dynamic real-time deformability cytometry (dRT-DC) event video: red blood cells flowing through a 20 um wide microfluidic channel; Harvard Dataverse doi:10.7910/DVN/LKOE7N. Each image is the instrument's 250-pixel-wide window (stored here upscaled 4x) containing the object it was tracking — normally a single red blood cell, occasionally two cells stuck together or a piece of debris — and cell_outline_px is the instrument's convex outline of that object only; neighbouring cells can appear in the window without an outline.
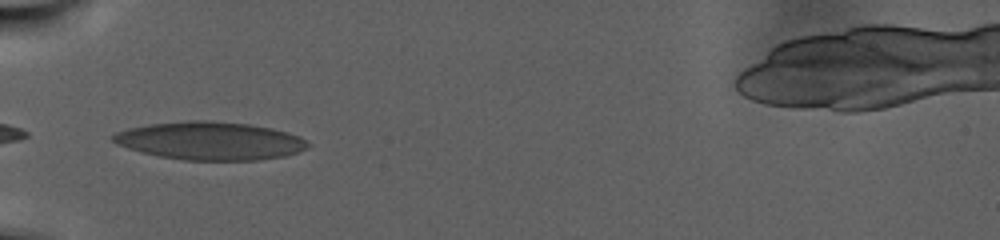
{"species": "human", "species_latin": "Homo sapiens", "temperature_condition": "warm", "stored_images_in_passage": 61, "camera_frame_rate_fps": 3000, "um_per_image_px": 0.085, "donor": {"sex": "male"}, "frame": {"image": 1, "passage_image": 1, "time_ms": 0.0, "image_size_px": [1000, 240], "cell_outline_px": [[312, 144], [308, 148], [300, 152], [284, 156], [256, 160], [184, 160], [160, 156], [140, 152], [116, 144], [108, 136], [116, 132], [128, 128], [148, 124], [188, 120], [204, 120], [248, 124], [272, 128], [288, 132], [300, 136]], "centroid_in_image_um": [17.86, 11.97], "position_along_channel_um": 67.1, "area_um2": 43.52}}
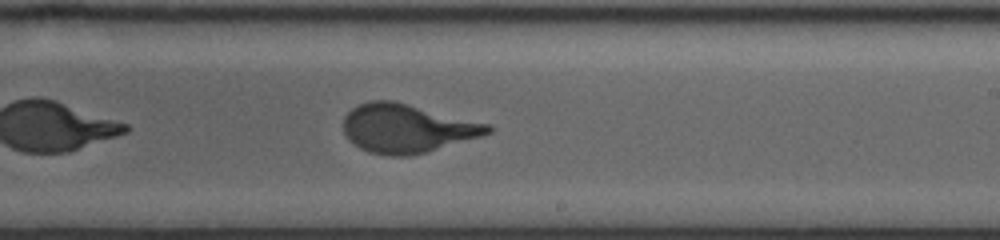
{"frame": {"image": 2, "passage_image": 27, "time_ms": 8.667, "image_size_px": [1000, 240], "cell_outline_px": [[496, 128], [492, 132], [480, 136], [424, 152], [408, 156], [392, 156], [368, 152], [352, 144], [348, 140], [344, 132], [344, 116], [352, 108], [360, 104], [372, 100], [392, 100], [488, 124]], "centroid_in_image_um": [34.55, 10.91], "position_along_channel_um": 254.5, "area_um2": 40.46}}
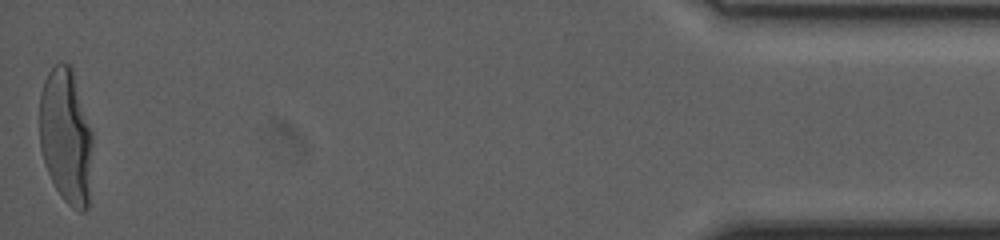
{"frame": {"image": 3, "passage_image": 61, "time_ms": 20.0, "image_size_px": [1000, 240], "cell_outline_px": [[92, 144], [88, 208], [84, 212], [80, 212], [72, 208], [60, 196], [44, 164], [40, 148], [40, 92], [44, 80], [48, 72], [60, 60], [68, 64], [72, 68], [92, 132]], "centroid_in_image_um": [5.6, 11.59], "position_along_channel_um": 429.6, "area_um2": 41.91}, "authors_computed_cell_mechanics": {"area_um2": 40.6912, "velocity_mm_per_s": 2.2255, "shape_relaxation_time_tau1_ms": 8.9688, "shape_relaxation_time_tau2_ms": null, "deformation_change_tau1": 0.2654, "deformation_change_tau2": null}}